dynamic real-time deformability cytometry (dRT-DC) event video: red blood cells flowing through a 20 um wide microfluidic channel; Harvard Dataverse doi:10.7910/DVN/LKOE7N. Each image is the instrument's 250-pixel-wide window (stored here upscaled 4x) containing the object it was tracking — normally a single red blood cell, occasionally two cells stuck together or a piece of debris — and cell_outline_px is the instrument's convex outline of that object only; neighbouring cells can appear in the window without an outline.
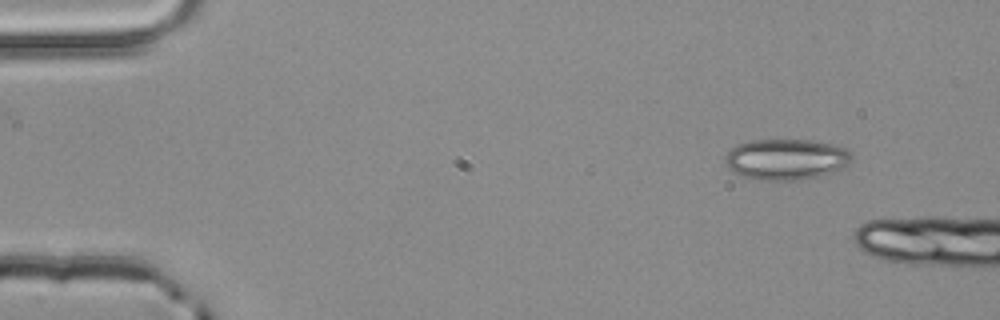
{"species": "common noctule bat (a hibernating species)", "species_latin": "Nyctalus noctula", "temperature_condition": "room temperature", "stored_images_in_passage": 3, "camera_frame_rate_fps": 3000, "um_per_image_px": 0.085, "animal": {"sex": "male", "body_mass_g": 20.4}, "frame": {"image": 1, "passage_image": 1, "time_ms": 0.0, "image_size_px": [1000, 320], "cell_outline_px": [[852, 160], [840, 172], [800, 180], [764, 180], [744, 176], [728, 168], [724, 160], [728, 152], [732, 148], [748, 140], [812, 140], [836, 144], [852, 152]], "centroid_in_image_um": [66.91, 13.54], "position_along_channel_um": 18.1, "area_um2": 30.46}}